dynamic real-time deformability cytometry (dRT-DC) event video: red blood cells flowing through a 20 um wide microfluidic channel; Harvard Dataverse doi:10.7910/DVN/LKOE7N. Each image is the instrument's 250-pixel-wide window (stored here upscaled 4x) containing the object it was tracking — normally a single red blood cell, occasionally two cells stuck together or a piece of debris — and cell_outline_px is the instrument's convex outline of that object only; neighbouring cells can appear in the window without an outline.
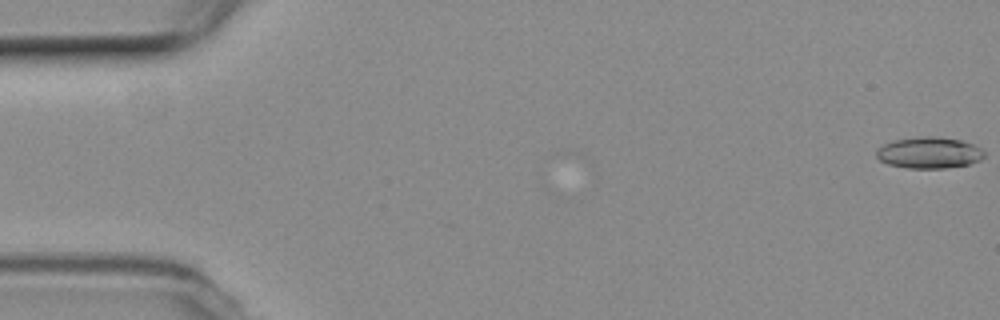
{"species": "common noctule bat (a hibernating species)", "species_latin": "Nyctalus noctula", "temperature_condition": "room temperature", "stored_images_in_passage": 7, "camera_frame_rate_fps": 3000, "um_per_image_px": 0.085, "animal": {"sex": "female", "body_mass_g": 19.3, "forearm_length_mm": 54.1}, "frame": {"image": 1, "passage_image": 1, "time_ms": 0.0, "image_size_px": [1000, 320], "cell_outline_px": [[984, 156], [980, 160], [968, 164], [944, 168], [908, 168], [888, 164], [880, 160], [876, 156], [876, 148], [884, 144], [896, 140], [924, 136], [936, 136], [960, 140], [972, 144], [980, 148], [984, 152]], "centroid_in_image_um": [78.96, 12.98], "position_along_channel_um": 6.0, "area_um2": 19.54}}